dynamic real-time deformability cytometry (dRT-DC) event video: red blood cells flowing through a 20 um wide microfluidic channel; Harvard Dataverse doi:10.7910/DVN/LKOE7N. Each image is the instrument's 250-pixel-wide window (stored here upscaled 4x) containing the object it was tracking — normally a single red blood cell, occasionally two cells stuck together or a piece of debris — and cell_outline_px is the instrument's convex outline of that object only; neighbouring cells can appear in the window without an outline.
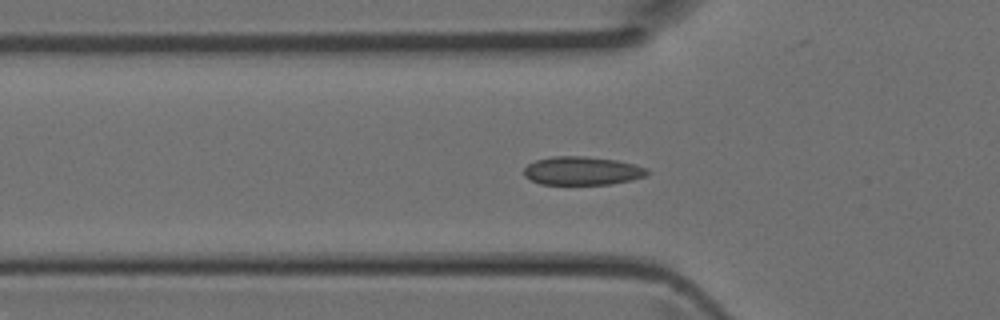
{"species": "Egyptian fruit bat (a non-hibernating species)", "species_latin": "Rousettus aegyptiacus", "temperature_condition": "room temperature", "stored_images_in_passage": 43, "camera_frame_rate_fps": 3000, "um_per_image_px": 0.085, "animal": {"sex": "female"}, "frame": {"image": 1, "passage_image": 14, "time_ms": 4.333, "image_size_px": [1000, 320], "cell_outline_px": [[648, 172], [644, 176], [632, 180], [612, 184], [540, 184], [524, 176], [524, 168], [528, 164], [536, 160], [552, 156], [584, 156], [616, 160], [636, 164], [648, 168]], "centroid_in_image_um": [49.49, 14.51], "position_along_channel_um": 76.3, "area_um2": 20.46}}
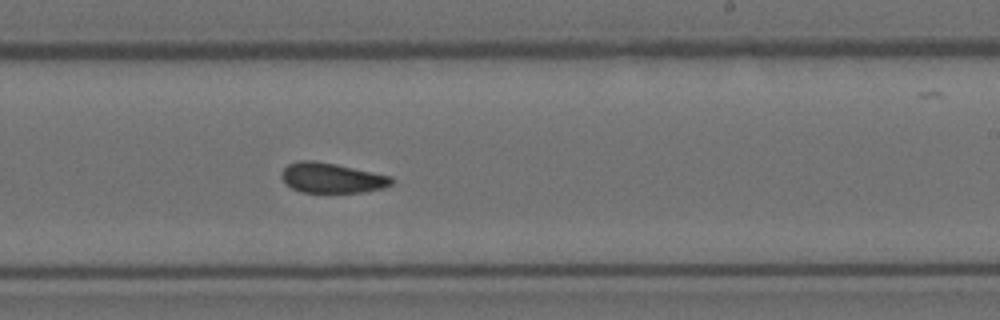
{"frame": {"image": 2, "passage_image": 26, "time_ms": 8.333, "image_size_px": [1000, 320], "cell_outline_px": [[392, 184], [384, 188], [364, 192], [300, 192], [284, 184], [280, 176], [280, 172], [288, 164], [300, 160], [312, 160], [336, 164], [392, 176]], "centroid_in_image_um": [28.16, 15.12], "position_along_channel_um": 260.8, "area_um2": 19.42}}
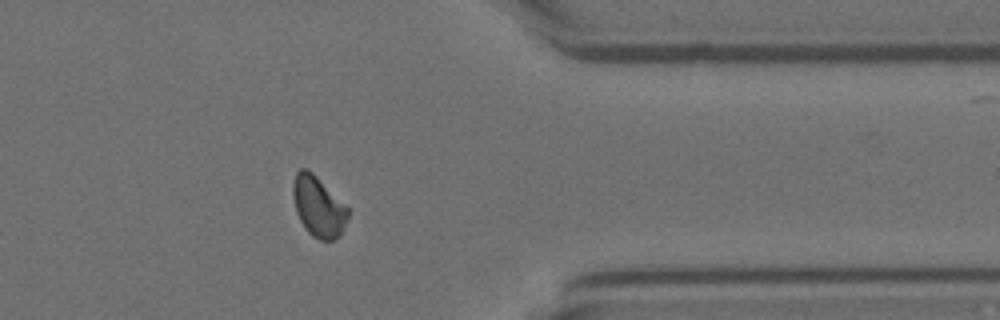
{"frame": {"image": 3, "passage_image": 35, "time_ms": 11.333, "image_size_px": [1000, 320], "cell_outline_px": [[348, 216], [340, 236], [332, 240], [320, 240], [312, 236], [304, 228], [296, 212], [292, 196], [292, 184], [296, 172], [300, 168], [308, 168], [348, 208]], "centroid_in_image_um": [27.02, 17.55], "position_along_channel_um": 384.4, "area_um2": 19.31}}